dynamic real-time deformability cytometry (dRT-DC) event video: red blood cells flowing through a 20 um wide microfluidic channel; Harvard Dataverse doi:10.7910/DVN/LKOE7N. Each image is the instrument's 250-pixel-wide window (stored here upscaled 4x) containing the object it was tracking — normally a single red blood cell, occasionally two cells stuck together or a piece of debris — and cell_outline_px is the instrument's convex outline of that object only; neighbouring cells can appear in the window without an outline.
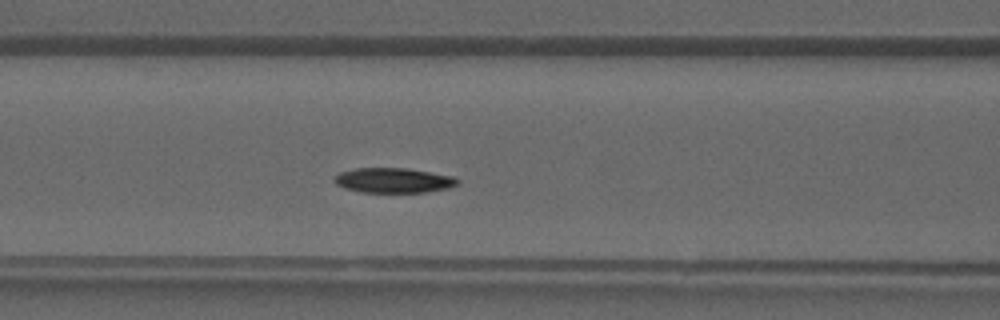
{"species": "common noctule bat (a hibernating species)", "species_latin": "Nyctalus noctula", "temperature_condition": "warm", "stored_images_in_passage": 35, "camera_frame_rate_fps": 3000, "um_per_image_px": 0.085, "animal": {"sex": "male", "forearm_length_mm": 52.5}, "frame": {"image": 1, "passage_image": 12, "time_ms": 3.667, "image_size_px": [1000, 320], "cell_outline_px": [[460, 180], [456, 184], [448, 188], [424, 192], [360, 192], [344, 188], [336, 184], [332, 180], [340, 172], [356, 168], [408, 168], [452, 176]], "centroid_in_image_um": [33.41, 15.33], "position_along_channel_um": 133.2, "area_um2": 17.8}}
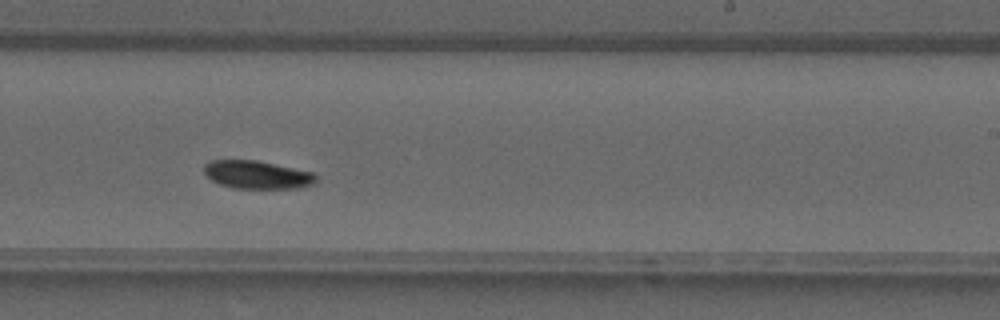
{"frame": {"image": 2, "passage_image": 20, "time_ms": 6.333, "image_size_px": [1000, 320], "cell_outline_px": [[316, 180], [312, 184], [300, 188], [232, 188], [220, 184], [212, 180], [204, 172], [204, 164], [212, 160], [256, 160], [312, 172], [316, 176]], "centroid_in_image_um": [21.84, 14.85], "position_along_channel_um": 267.2, "area_um2": 18.15}}
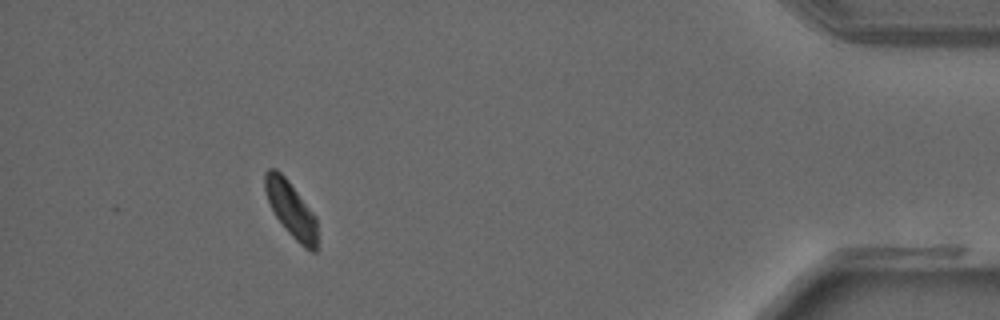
{"frame": {"image": 3, "passage_image": 32, "time_ms": 10.333, "image_size_px": [1000, 320], "cell_outline_px": [[316, 252], [312, 252], [304, 248], [288, 232], [276, 216], [268, 200], [264, 188], [264, 172], [268, 168], [276, 168], [288, 180], [316, 216]], "centroid_in_image_um": [24.72, 17.76], "position_along_channel_um": 410.5, "area_um2": 16.76}}